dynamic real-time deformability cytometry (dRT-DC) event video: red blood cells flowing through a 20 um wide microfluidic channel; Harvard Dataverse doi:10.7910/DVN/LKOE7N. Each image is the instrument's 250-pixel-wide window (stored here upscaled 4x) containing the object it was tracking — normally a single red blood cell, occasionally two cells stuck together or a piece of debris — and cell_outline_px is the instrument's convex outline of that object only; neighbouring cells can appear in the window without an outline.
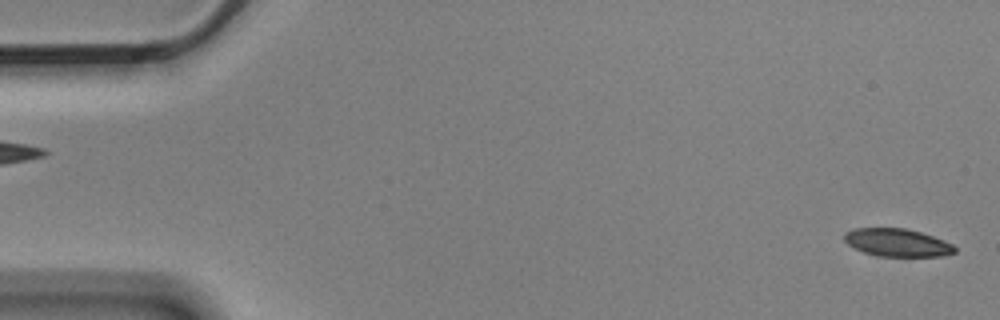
{"species": "Egyptian fruit bat (a non-hibernating species)", "species_latin": "Rousettus aegyptiacus", "temperature_condition": "cold", "stored_images_in_passage": 5, "camera_frame_rate_fps": 3000, "um_per_image_px": 0.085, "animal": {"sex": "male"}, "frame": {"image": 1, "passage_image": 1, "time_ms": 0.0, "image_size_px": [1000, 320], "cell_outline_px": [[956, 252], [940, 256], [880, 256], [864, 252], [848, 244], [844, 240], [844, 232], [852, 228], [908, 228], [944, 240], [952, 244], [956, 248]], "centroid_in_image_um": [76.25, 20.61], "position_along_channel_um": 8.7, "area_um2": 17.86}}
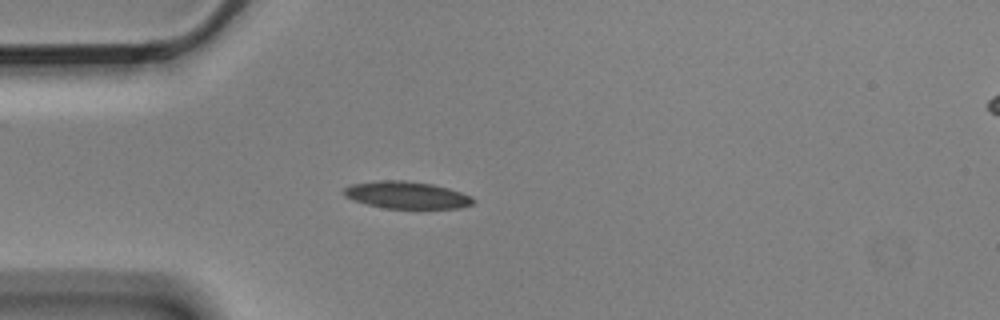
{"frame": {"image": 2, "passage_image": 5, "time_ms": 1.333, "image_size_px": [1000, 320], "cell_outline_px": [[476, 200], [472, 204], [460, 208], [384, 208], [352, 200], [344, 196], [344, 188], [352, 184], [380, 180], [404, 180], [432, 184], [448, 188], [472, 196]], "centroid_in_image_um": [34.57, 16.58], "position_along_channel_um": 50.4, "area_um2": 20.4}}